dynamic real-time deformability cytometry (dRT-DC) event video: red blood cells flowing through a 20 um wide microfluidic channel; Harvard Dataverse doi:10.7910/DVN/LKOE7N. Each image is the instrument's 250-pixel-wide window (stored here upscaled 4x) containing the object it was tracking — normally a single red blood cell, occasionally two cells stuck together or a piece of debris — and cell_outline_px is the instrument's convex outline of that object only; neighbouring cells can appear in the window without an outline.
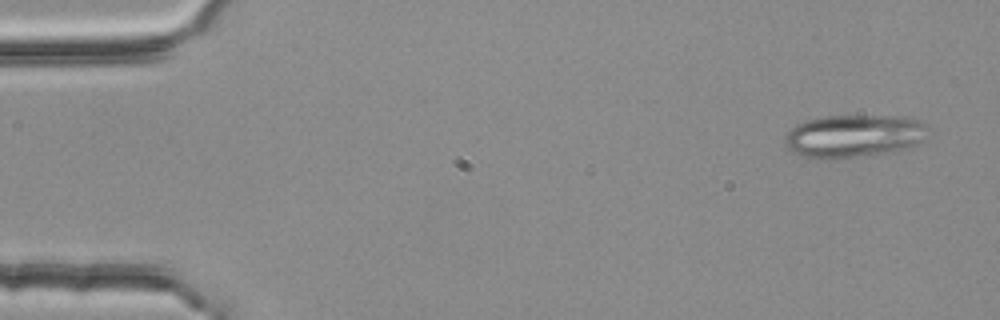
{"species": "common noctule bat (a hibernating species)", "species_latin": "Nyctalus noctula", "temperature_condition": "room temperature", "stored_images_in_passage": 4, "camera_frame_rate_fps": 3000, "um_per_image_px": 0.085, "animal": {"sex": "female", "body_mass_g": 25.1}, "frame": {"image": 1, "passage_image": 1, "time_ms": 0.0, "image_size_px": [1000, 320], "cell_outline_px": [[928, 128], [924, 140], [916, 144], [904, 148], [884, 152], [856, 156], [824, 160], [804, 156], [788, 148], [784, 144], [784, 136], [796, 124], [804, 120], [820, 116], [908, 116], [924, 124]], "centroid_in_image_um": [72.53, 11.54], "position_along_channel_um": 12.5, "area_um2": 35.49}}